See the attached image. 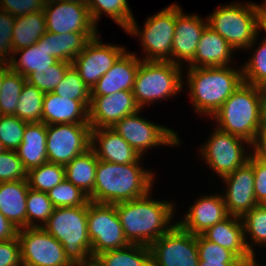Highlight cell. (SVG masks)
I'll return each instance as SVG.
<instances>
[{
	"label": "cell",
	"instance_id": "cell-44",
	"mask_svg": "<svg viewBox=\"0 0 266 266\" xmlns=\"http://www.w3.org/2000/svg\"><path fill=\"white\" fill-rule=\"evenodd\" d=\"M28 171L18 158L16 151L0 153V182L27 180Z\"/></svg>",
	"mask_w": 266,
	"mask_h": 266
},
{
	"label": "cell",
	"instance_id": "cell-59",
	"mask_svg": "<svg viewBox=\"0 0 266 266\" xmlns=\"http://www.w3.org/2000/svg\"><path fill=\"white\" fill-rule=\"evenodd\" d=\"M262 6L266 9V0L264 4L262 3Z\"/></svg>",
	"mask_w": 266,
	"mask_h": 266
},
{
	"label": "cell",
	"instance_id": "cell-30",
	"mask_svg": "<svg viewBox=\"0 0 266 266\" xmlns=\"http://www.w3.org/2000/svg\"><path fill=\"white\" fill-rule=\"evenodd\" d=\"M98 158L90 148L66 164L65 178L88 196L93 192Z\"/></svg>",
	"mask_w": 266,
	"mask_h": 266
},
{
	"label": "cell",
	"instance_id": "cell-39",
	"mask_svg": "<svg viewBox=\"0 0 266 266\" xmlns=\"http://www.w3.org/2000/svg\"><path fill=\"white\" fill-rule=\"evenodd\" d=\"M71 63L57 61L48 68L37 69L26 77V81L36 86L44 94L53 92L56 86L63 80L65 72L71 67Z\"/></svg>",
	"mask_w": 266,
	"mask_h": 266
},
{
	"label": "cell",
	"instance_id": "cell-56",
	"mask_svg": "<svg viewBox=\"0 0 266 266\" xmlns=\"http://www.w3.org/2000/svg\"><path fill=\"white\" fill-rule=\"evenodd\" d=\"M52 1H66V2H80L86 4L87 0H52Z\"/></svg>",
	"mask_w": 266,
	"mask_h": 266
},
{
	"label": "cell",
	"instance_id": "cell-31",
	"mask_svg": "<svg viewBox=\"0 0 266 266\" xmlns=\"http://www.w3.org/2000/svg\"><path fill=\"white\" fill-rule=\"evenodd\" d=\"M46 32V20L43 11L15 17L12 36L13 51L36 44Z\"/></svg>",
	"mask_w": 266,
	"mask_h": 266
},
{
	"label": "cell",
	"instance_id": "cell-47",
	"mask_svg": "<svg viewBox=\"0 0 266 266\" xmlns=\"http://www.w3.org/2000/svg\"><path fill=\"white\" fill-rule=\"evenodd\" d=\"M46 0H0V10L17 17L43 11Z\"/></svg>",
	"mask_w": 266,
	"mask_h": 266
},
{
	"label": "cell",
	"instance_id": "cell-26",
	"mask_svg": "<svg viewBox=\"0 0 266 266\" xmlns=\"http://www.w3.org/2000/svg\"><path fill=\"white\" fill-rule=\"evenodd\" d=\"M28 180L0 182V212L18 229L27 228Z\"/></svg>",
	"mask_w": 266,
	"mask_h": 266
},
{
	"label": "cell",
	"instance_id": "cell-8",
	"mask_svg": "<svg viewBox=\"0 0 266 266\" xmlns=\"http://www.w3.org/2000/svg\"><path fill=\"white\" fill-rule=\"evenodd\" d=\"M175 27L176 4H172L149 17L143 31L138 29L134 18L126 31L132 36L140 37L142 48L146 52L144 61L172 62V41Z\"/></svg>",
	"mask_w": 266,
	"mask_h": 266
},
{
	"label": "cell",
	"instance_id": "cell-14",
	"mask_svg": "<svg viewBox=\"0 0 266 266\" xmlns=\"http://www.w3.org/2000/svg\"><path fill=\"white\" fill-rule=\"evenodd\" d=\"M139 112L141 111L138 110L136 113L123 117L112 128L141 156L152 147L181 144V139L177 136L176 131L148 122L139 116Z\"/></svg>",
	"mask_w": 266,
	"mask_h": 266
},
{
	"label": "cell",
	"instance_id": "cell-45",
	"mask_svg": "<svg viewBox=\"0 0 266 266\" xmlns=\"http://www.w3.org/2000/svg\"><path fill=\"white\" fill-rule=\"evenodd\" d=\"M199 261L206 262H242L232 251L197 235Z\"/></svg>",
	"mask_w": 266,
	"mask_h": 266
},
{
	"label": "cell",
	"instance_id": "cell-36",
	"mask_svg": "<svg viewBox=\"0 0 266 266\" xmlns=\"http://www.w3.org/2000/svg\"><path fill=\"white\" fill-rule=\"evenodd\" d=\"M241 219L247 249L255 257L254 249L252 248L254 244L247 242L246 237L250 236L255 244H260V246L263 244L266 245V206L263 204L256 205L250 211L246 212Z\"/></svg>",
	"mask_w": 266,
	"mask_h": 266
},
{
	"label": "cell",
	"instance_id": "cell-23",
	"mask_svg": "<svg viewBox=\"0 0 266 266\" xmlns=\"http://www.w3.org/2000/svg\"><path fill=\"white\" fill-rule=\"evenodd\" d=\"M215 195V196H214ZM203 196L189 207L187 215L177 224L194 235L203 233L209 227L229 216L222 195Z\"/></svg>",
	"mask_w": 266,
	"mask_h": 266
},
{
	"label": "cell",
	"instance_id": "cell-57",
	"mask_svg": "<svg viewBox=\"0 0 266 266\" xmlns=\"http://www.w3.org/2000/svg\"><path fill=\"white\" fill-rule=\"evenodd\" d=\"M264 125L266 126V103H264Z\"/></svg>",
	"mask_w": 266,
	"mask_h": 266
},
{
	"label": "cell",
	"instance_id": "cell-41",
	"mask_svg": "<svg viewBox=\"0 0 266 266\" xmlns=\"http://www.w3.org/2000/svg\"><path fill=\"white\" fill-rule=\"evenodd\" d=\"M53 93L70 100L91 101V90L73 66L65 72L63 80L56 86Z\"/></svg>",
	"mask_w": 266,
	"mask_h": 266
},
{
	"label": "cell",
	"instance_id": "cell-3",
	"mask_svg": "<svg viewBox=\"0 0 266 266\" xmlns=\"http://www.w3.org/2000/svg\"><path fill=\"white\" fill-rule=\"evenodd\" d=\"M218 129L239 136L250 144L264 125L261 89L243 82L212 116Z\"/></svg>",
	"mask_w": 266,
	"mask_h": 266
},
{
	"label": "cell",
	"instance_id": "cell-48",
	"mask_svg": "<svg viewBox=\"0 0 266 266\" xmlns=\"http://www.w3.org/2000/svg\"><path fill=\"white\" fill-rule=\"evenodd\" d=\"M248 162L253 166L254 171V194L257 204L266 202V162L255 158L251 153Z\"/></svg>",
	"mask_w": 266,
	"mask_h": 266
},
{
	"label": "cell",
	"instance_id": "cell-10",
	"mask_svg": "<svg viewBox=\"0 0 266 266\" xmlns=\"http://www.w3.org/2000/svg\"><path fill=\"white\" fill-rule=\"evenodd\" d=\"M22 266H74L62 244L43 227L18 230Z\"/></svg>",
	"mask_w": 266,
	"mask_h": 266
},
{
	"label": "cell",
	"instance_id": "cell-19",
	"mask_svg": "<svg viewBox=\"0 0 266 266\" xmlns=\"http://www.w3.org/2000/svg\"><path fill=\"white\" fill-rule=\"evenodd\" d=\"M198 15H186L179 5H176V27L172 41V63L181 66L182 60L189 64L193 61L198 43L208 20ZM179 59V60H178ZM179 61V62H178Z\"/></svg>",
	"mask_w": 266,
	"mask_h": 266
},
{
	"label": "cell",
	"instance_id": "cell-54",
	"mask_svg": "<svg viewBox=\"0 0 266 266\" xmlns=\"http://www.w3.org/2000/svg\"><path fill=\"white\" fill-rule=\"evenodd\" d=\"M260 28L266 32V9L263 6L260 14Z\"/></svg>",
	"mask_w": 266,
	"mask_h": 266
},
{
	"label": "cell",
	"instance_id": "cell-28",
	"mask_svg": "<svg viewBox=\"0 0 266 266\" xmlns=\"http://www.w3.org/2000/svg\"><path fill=\"white\" fill-rule=\"evenodd\" d=\"M16 153L27 171L48 162L47 125L43 122L27 123Z\"/></svg>",
	"mask_w": 266,
	"mask_h": 266
},
{
	"label": "cell",
	"instance_id": "cell-11",
	"mask_svg": "<svg viewBox=\"0 0 266 266\" xmlns=\"http://www.w3.org/2000/svg\"><path fill=\"white\" fill-rule=\"evenodd\" d=\"M90 147L89 123L47 125L48 162L65 166Z\"/></svg>",
	"mask_w": 266,
	"mask_h": 266
},
{
	"label": "cell",
	"instance_id": "cell-55",
	"mask_svg": "<svg viewBox=\"0 0 266 266\" xmlns=\"http://www.w3.org/2000/svg\"><path fill=\"white\" fill-rule=\"evenodd\" d=\"M259 87L261 89L263 103H266V81L262 83Z\"/></svg>",
	"mask_w": 266,
	"mask_h": 266
},
{
	"label": "cell",
	"instance_id": "cell-21",
	"mask_svg": "<svg viewBox=\"0 0 266 266\" xmlns=\"http://www.w3.org/2000/svg\"><path fill=\"white\" fill-rule=\"evenodd\" d=\"M90 148L99 160L112 163H137L142 159V156L112 127L91 128Z\"/></svg>",
	"mask_w": 266,
	"mask_h": 266
},
{
	"label": "cell",
	"instance_id": "cell-50",
	"mask_svg": "<svg viewBox=\"0 0 266 266\" xmlns=\"http://www.w3.org/2000/svg\"><path fill=\"white\" fill-rule=\"evenodd\" d=\"M253 152L251 154L263 161L266 162V126L263 125L260 131L256 134L254 141L251 143Z\"/></svg>",
	"mask_w": 266,
	"mask_h": 266
},
{
	"label": "cell",
	"instance_id": "cell-20",
	"mask_svg": "<svg viewBox=\"0 0 266 266\" xmlns=\"http://www.w3.org/2000/svg\"><path fill=\"white\" fill-rule=\"evenodd\" d=\"M201 235L232 251L246 266H258L257 260L247 249L241 217L229 215L221 222L206 229Z\"/></svg>",
	"mask_w": 266,
	"mask_h": 266
},
{
	"label": "cell",
	"instance_id": "cell-9",
	"mask_svg": "<svg viewBox=\"0 0 266 266\" xmlns=\"http://www.w3.org/2000/svg\"><path fill=\"white\" fill-rule=\"evenodd\" d=\"M87 228L92 259L104 251L123 248L130 244L125 238L115 204L89 201Z\"/></svg>",
	"mask_w": 266,
	"mask_h": 266
},
{
	"label": "cell",
	"instance_id": "cell-25",
	"mask_svg": "<svg viewBox=\"0 0 266 266\" xmlns=\"http://www.w3.org/2000/svg\"><path fill=\"white\" fill-rule=\"evenodd\" d=\"M234 49L210 26L204 29L188 68L228 66ZM229 62V63H228Z\"/></svg>",
	"mask_w": 266,
	"mask_h": 266
},
{
	"label": "cell",
	"instance_id": "cell-38",
	"mask_svg": "<svg viewBox=\"0 0 266 266\" xmlns=\"http://www.w3.org/2000/svg\"><path fill=\"white\" fill-rule=\"evenodd\" d=\"M27 227H43L55 207L48 198L47 192L37 191L29 188L26 199ZM38 221H40L38 224ZM36 220V223L34 222ZM42 222V223H41ZM44 223V224H43Z\"/></svg>",
	"mask_w": 266,
	"mask_h": 266
},
{
	"label": "cell",
	"instance_id": "cell-29",
	"mask_svg": "<svg viewBox=\"0 0 266 266\" xmlns=\"http://www.w3.org/2000/svg\"><path fill=\"white\" fill-rule=\"evenodd\" d=\"M94 266H153L149 246L129 244L123 248L108 250L93 259Z\"/></svg>",
	"mask_w": 266,
	"mask_h": 266
},
{
	"label": "cell",
	"instance_id": "cell-49",
	"mask_svg": "<svg viewBox=\"0 0 266 266\" xmlns=\"http://www.w3.org/2000/svg\"><path fill=\"white\" fill-rule=\"evenodd\" d=\"M0 266H22L18 237L0 241Z\"/></svg>",
	"mask_w": 266,
	"mask_h": 266
},
{
	"label": "cell",
	"instance_id": "cell-24",
	"mask_svg": "<svg viewBox=\"0 0 266 266\" xmlns=\"http://www.w3.org/2000/svg\"><path fill=\"white\" fill-rule=\"evenodd\" d=\"M90 101L70 100L50 92L43 99L42 122L46 125L89 123Z\"/></svg>",
	"mask_w": 266,
	"mask_h": 266
},
{
	"label": "cell",
	"instance_id": "cell-15",
	"mask_svg": "<svg viewBox=\"0 0 266 266\" xmlns=\"http://www.w3.org/2000/svg\"><path fill=\"white\" fill-rule=\"evenodd\" d=\"M98 36L92 38L71 63L90 90L126 51L124 46L103 44Z\"/></svg>",
	"mask_w": 266,
	"mask_h": 266
},
{
	"label": "cell",
	"instance_id": "cell-6",
	"mask_svg": "<svg viewBox=\"0 0 266 266\" xmlns=\"http://www.w3.org/2000/svg\"><path fill=\"white\" fill-rule=\"evenodd\" d=\"M246 4L224 5L206 17L208 26L223 37L234 50L251 49L258 40L262 5L252 2Z\"/></svg>",
	"mask_w": 266,
	"mask_h": 266
},
{
	"label": "cell",
	"instance_id": "cell-1",
	"mask_svg": "<svg viewBox=\"0 0 266 266\" xmlns=\"http://www.w3.org/2000/svg\"><path fill=\"white\" fill-rule=\"evenodd\" d=\"M150 194L151 191L134 200L115 204L125 238L130 244L150 246L177 224H170L174 217L173 204L153 200Z\"/></svg>",
	"mask_w": 266,
	"mask_h": 266
},
{
	"label": "cell",
	"instance_id": "cell-22",
	"mask_svg": "<svg viewBox=\"0 0 266 266\" xmlns=\"http://www.w3.org/2000/svg\"><path fill=\"white\" fill-rule=\"evenodd\" d=\"M141 60L125 51L91 89V96H105L132 91Z\"/></svg>",
	"mask_w": 266,
	"mask_h": 266
},
{
	"label": "cell",
	"instance_id": "cell-58",
	"mask_svg": "<svg viewBox=\"0 0 266 266\" xmlns=\"http://www.w3.org/2000/svg\"><path fill=\"white\" fill-rule=\"evenodd\" d=\"M3 151H5V148L3 147L2 143L0 142V153H2Z\"/></svg>",
	"mask_w": 266,
	"mask_h": 266
},
{
	"label": "cell",
	"instance_id": "cell-34",
	"mask_svg": "<svg viewBox=\"0 0 266 266\" xmlns=\"http://www.w3.org/2000/svg\"><path fill=\"white\" fill-rule=\"evenodd\" d=\"M44 96L41 90L26 81L21 90L16 116L27 123L42 122Z\"/></svg>",
	"mask_w": 266,
	"mask_h": 266
},
{
	"label": "cell",
	"instance_id": "cell-17",
	"mask_svg": "<svg viewBox=\"0 0 266 266\" xmlns=\"http://www.w3.org/2000/svg\"><path fill=\"white\" fill-rule=\"evenodd\" d=\"M141 110L132 91H119L105 96H91L89 124L91 128L112 127L123 117Z\"/></svg>",
	"mask_w": 266,
	"mask_h": 266
},
{
	"label": "cell",
	"instance_id": "cell-33",
	"mask_svg": "<svg viewBox=\"0 0 266 266\" xmlns=\"http://www.w3.org/2000/svg\"><path fill=\"white\" fill-rule=\"evenodd\" d=\"M91 19L97 25L102 13H106L117 25L126 30L134 18L127 0H87Z\"/></svg>",
	"mask_w": 266,
	"mask_h": 266
},
{
	"label": "cell",
	"instance_id": "cell-5",
	"mask_svg": "<svg viewBox=\"0 0 266 266\" xmlns=\"http://www.w3.org/2000/svg\"><path fill=\"white\" fill-rule=\"evenodd\" d=\"M43 228L62 244L66 257L74 266L93 264L87 206L55 208Z\"/></svg>",
	"mask_w": 266,
	"mask_h": 266
},
{
	"label": "cell",
	"instance_id": "cell-32",
	"mask_svg": "<svg viewBox=\"0 0 266 266\" xmlns=\"http://www.w3.org/2000/svg\"><path fill=\"white\" fill-rule=\"evenodd\" d=\"M22 55L16 61V54ZM15 54L8 63L10 69L16 73L23 75L25 78L37 69L48 68L54 65L58 60L49 55V52L45 49L44 43L39 41L36 44L26 48L15 51Z\"/></svg>",
	"mask_w": 266,
	"mask_h": 266
},
{
	"label": "cell",
	"instance_id": "cell-40",
	"mask_svg": "<svg viewBox=\"0 0 266 266\" xmlns=\"http://www.w3.org/2000/svg\"><path fill=\"white\" fill-rule=\"evenodd\" d=\"M47 195L55 208L87 206L90 201L87 194L66 178L49 190Z\"/></svg>",
	"mask_w": 266,
	"mask_h": 266
},
{
	"label": "cell",
	"instance_id": "cell-35",
	"mask_svg": "<svg viewBox=\"0 0 266 266\" xmlns=\"http://www.w3.org/2000/svg\"><path fill=\"white\" fill-rule=\"evenodd\" d=\"M65 179V167L60 164L46 162L28 171L29 188L48 192Z\"/></svg>",
	"mask_w": 266,
	"mask_h": 266
},
{
	"label": "cell",
	"instance_id": "cell-51",
	"mask_svg": "<svg viewBox=\"0 0 266 266\" xmlns=\"http://www.w3.org/2000/svg\"><path fill=\"white\" fill-rule=\"evenodd\" d=\"M18 228H16L1 212H0V241L11 240L17 237Z\"/></svg>",
	"mask_w": 266,
	"mask_h": 266
},
{
	"label": "cell",
	"instance_id": "cell-43",
	"mask_svg": "<svg viewBox=\"0 0 266 266\" xmlns=\"http://www.w3.org/2000/svg\"><path fill=\"white\" fill-rule=\"evenodd\" d=\"M264 38L252 58L242 66L243 81L255 86L266 81V37Z\"/></svg>",
	"mask_w": 266,
	"mask_h": 266
},
{
	"label": "cell",
	"instance_id": "cell-12",
	"mask_svg": "<svg viewBox=\"0 0 266 266\" xmlns=\"http://www.w3.org/2000/svg\"><path fill=\"white\" fill-rule=\"evenodd\" d=\"M244 143L251 147L247 140L216 127L209 140L200 148V153L209 168L223 178L248 161L250 155L245 153Z\"/></svg>",
	"mask_w": 266,
	"mask_h": 266
},
{
	"label": "cell",
	"instance_id": "cell-7",
	"mask_svg": "<svg viewBox=\"0 0 266 266\" xmlns=\"http://www.w3.org/2000/svg\"><path fill=\"white\" fill-rule=\"evenodd\" d=\"M181 67L169 61L142 60L132 90L138 107L142 110L146 104L176 96L182 91Z\"/></svg>",
	"mask_w": 266,
	"mask_h": 266
},
{
	"label": "cell",
	"instance_id": "cell-18",
	"mask_svg": "<svg viewBox=\"0 0 266 266\" xmlns=\"http://www.w3.org/2000/svg\"><path fill=\"white\" fill-rule=\"evenodd\" d=\"M222 180L227 185L222 196L229 215L242 217L258 205L254 194L253 166L248 161Z\"/></svg>",
	"mask_w": 266,
	"mask_h": 266
},
{
	"label": "cell",
	"instance_id": "cell-16",
	"mask_svg": "<svg viewBox=\"0 0 266 266\" xmlns=\"http://www.w3.org/2000/svg\"><path fill=\"white\" fill-rule=\"evenodd\" d=\"M43 12L46 30L49 32L55 34L97 32L86 4L46 0Z\"/></svg>",
	"mask_w": 266,
	"mask_h": 266
},
{
	"label": "cell",
	"instance_id": "cell-53",
	"mask_svg": "<svg viewBox=\"0 0 266 266\" xmlns=\"http://www.w3.org/2000/svg\"><path fill=\"white\" fill-rule=\"evenodd\" d=\"M10 70L8 63H0V96H1V87L4 79V75Z\"/></svg>",
	"mask_w": 266,
	"mask_h": 266
},
{
	"label": "cell",
	"instance_id": "cell-37",
	"mask_svg": "<svg viewBox=\"0 0 266 266\" xmlns=\"http://www.w3.org/2000/svg\"><path fill=\"white\" fill-rule=\"evenodd\" d=\"M26 78L11 69L4 75L0 96V115H15Z\"/></svg>",
	"mask_w": 266,
	"mask_h": 266
},
{
	"label": "cell",
	"instance_id": "cell-4",
	"mask_svg": "<svg viewBox=\"0 0 266 266\" xmlns=\"http://www.w3.org/2000/svg\"><path fill=\"white\" fill-rule=\"evenodd\" d=\"M189 95L195 110L212 117L244 82L242 69L232 66L187 69Z\"/></svg>",
	"mask_w": 266,
	"mask_h": 266
},
{
	"label": "cell",
	"instance_id": "cell-42",
	"mask_svg": "<svg viewBox=\"0 0 266 266\" xmlns=\"http://www.w3.org/2000/svg\"><path fill=\"white\" fill-rule=\"evenodd\" d=\"M27 122L15 115H0V142L5 150L16 151L22 142Z\"/></svg>",
	"mask_w": 266,
	"mask_h": 266
},
{
	"label": "cell",
	"instance_id": "cell-2",
	"mask_svg": "<svg viewBox=\"0 0 266 266\" xmlns=\"http://www.w3.org/2000/svg\"><path fill=\"white\" fill-rule=\"evenodd\" d=\"M139 165L140 161L117 164L98 159L95 185L93 192L88 196L89 200L117 204L134 200L150 192L155 174Z\"/></svg>",
	"mask_w": 266,
	"mask_h": 266
},
{
	"label": "cell",
	"instance_id": "cell-46",
	"mask_svg": "<svg viewBox=\"0 0 266 266\" xmlns=\"http://www.w3.org/2000/svg\"><path fill=\"white\" fill-rule=\"evenodd\" d=\"M14 24L15 17L6 11L0 10V63H9L14 55L12 48Z\"/></svg>",
	"mask_w": 266,
	"mask_h": 266
},
{
	"label": "cell",
	"instance_id": "cell-13",
	"mask_svg": "<svg viewBox=\"0 0 266 266\" xmlns=\"http://www.w3.org/2000/svg\"><path fill=\"white\" fill-rule=\"evenodd\" d=\"M153 266H198L197 235L176 224L150 246Z\"/></svg>",
	"mask_w": 266,
	"mask_h": 266
},
{
	"label": "cell",
	"instance_id": "cell-27",
	"mask_svg": "<svg viewBox=\"0 0 266 266\" xmlns=\"http://www.w3.org/2000/svg\"><path fill=\"white\" fill-rule=\"evenodd\" d=\"M97 35L98 32L55 34L47 31L38 41L44 43L50 56L59 61L72 63L77 55L83 51L86 44Z\"/></svg>",
	"mask_w": 266,
	"mask_h": 266
},
{
	"label": "cell",
	"instance_id": "cell-52",
	"mask_svg": "<svg viewBox=\"0 0 266 266\" xmlns=\"http://www.w3.org/2000/svg\"><path fill=\"white\" fill-rule=\"evenodd\" d=\"M198 266H246L243 262H206L199 261Z\"/></svg>",
	"mask_w": 266,
	"mask_h": 266
}]
</instances>
